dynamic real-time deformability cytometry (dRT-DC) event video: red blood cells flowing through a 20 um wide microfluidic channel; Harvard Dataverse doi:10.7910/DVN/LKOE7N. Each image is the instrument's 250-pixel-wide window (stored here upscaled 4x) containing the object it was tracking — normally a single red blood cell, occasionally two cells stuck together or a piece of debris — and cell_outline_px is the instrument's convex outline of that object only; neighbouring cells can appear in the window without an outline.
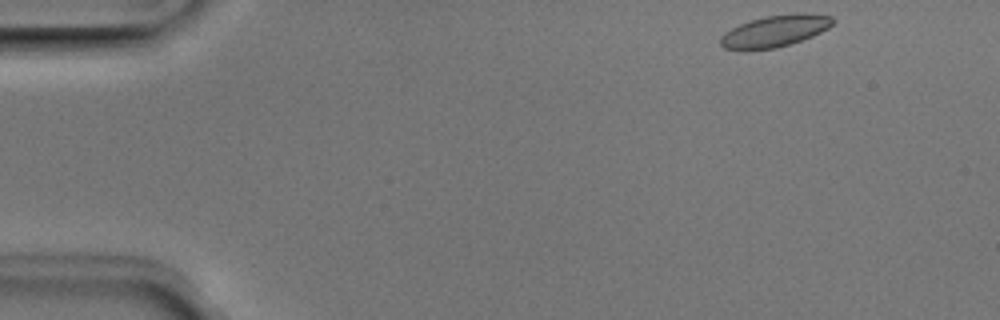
{"species": "Egyptian fruit bat (a non-hibernating species)", "species_latin": "Rousettus aegyptiacus", "temperature_condition": "room temperature", "stored_images_in_passage": 47, "camera_frame_rate_fps": 3000, "um_per_image_px": 0.085, "animal": {"sex": "male"}, "frame": {"image": 1, "passage_image": 1, "time_ms": 0.0, "image_size_px": [1000, 320], "cell_outline_px": [[836, 20], [828, 28], [812, 36], [776, 48], [748, 52], [744, 52], [724, 48], [720, 44], [720, 36], [724, 32], [748, 20], [764, 16], [804, 12], [832, 16]], "centroid_in_image_um": [65.81, 2.65], "position_along_channel_um": 19.2, "area_um2": 21.21}}
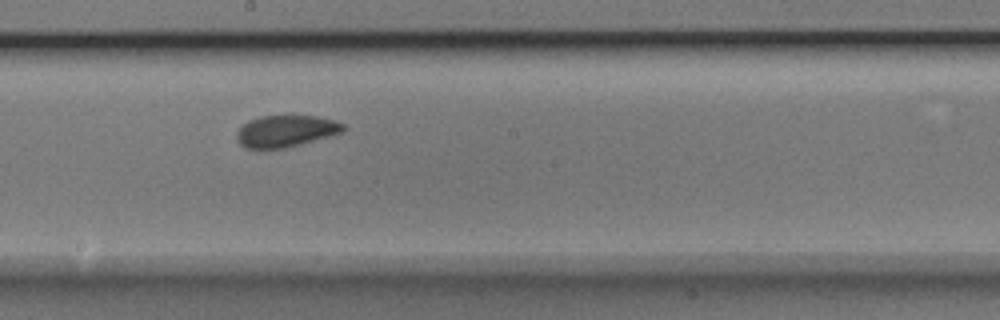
{"frame": {"image": 2, "passage_image": 24, "time_ms": 7.667, "image_size_px": [1000, 320], "cell_outline_px": [[344, 132], [300, 144], [284, 148], [244, 148], [236, 140], [236, 132], [248, 120], [260, 116], [316, 116], [336, 120], [344, 124]], "centroid_in_image_um": [24.28, 11.14], "position_along_channel_um": 223.9, "area_um2": 19.65}}
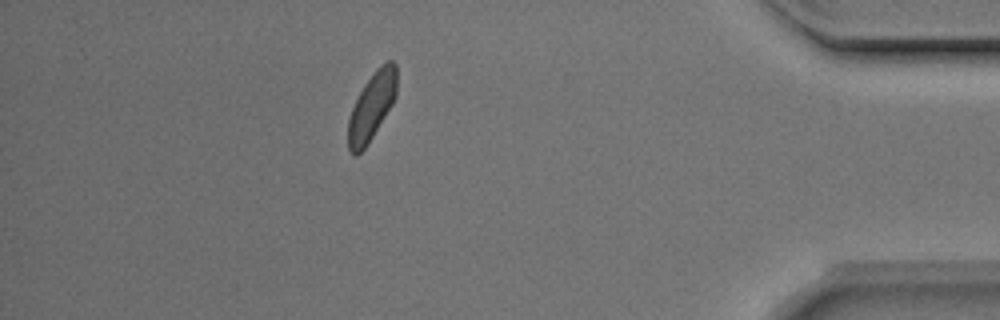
{"frame": {"image": 3, "passage_image": 41, "time_ms": 13.333, "image_size_px": [1000, 320], "cell_outline_px": [[396, 96], [392, 104], [368, 144], [356, 156], [352, 156], [348, 152], [348, 120], [352, 108], [364, 84], [376, 68], [380, 64], [388, 60], [392, 60], [396, 64]], "centroid_in_image_um": [31.59, 9.05], "position_along_channel_um": 403.6, "area_um2": 19.13}, "authors_computed_cell_mechanics": {"area_um2": 20.23, "velocity_mm_per_s": 3.9361, "shape_relaxation_time_tau1_ms": 2.2088, "shape_relaxation_time_tau2_ms": 1.0409, "deformation_change_tau1": 0.0716, "deformation_change_tau2": 0.0495}}